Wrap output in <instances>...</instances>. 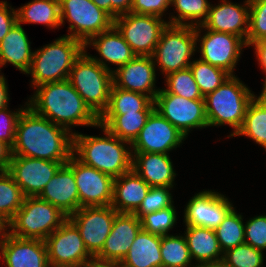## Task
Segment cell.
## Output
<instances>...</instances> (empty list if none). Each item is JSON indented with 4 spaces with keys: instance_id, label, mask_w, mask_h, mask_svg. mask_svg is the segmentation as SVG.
<instances>
[{
    "instance_id": "3957f363",
    "label": "cell",
    "mask_w": 266,
    "mask_h": 267,
    "mask_svg": "<svg viewBox=\"0 0 266 267\" xmlns=\"http://www.w3.org/2000/svg\"><path fill=\"white\" fill-rule=\"evenodd\" d=\"M103 129L105 137L89 136L74 132L72 154L82 163L91 166L113 178L132 170V150L130 143ZM130 149V150H129Z\"/></svg>"
},
{
    "instance_id": "5bb4252c",
    "label": "cell",
    "mask_w": 266,
    "mask_h": 267,
    "mask_svg": "<svg viewBox=\"0 0 266 267\" xmlns=\"http://www.w3.org/2000/svg\"><path fill=\"white\" fill-rule=\"evenodd\" d=\"M74 172L81 207L108 206L113 199L114 178L79 161L73 154L66 163Z\"/></svg>"
},
{
    "instance_id": "8d00e7d4",
    "label": "cell",
    "mask_w": 266,
    "mask_h": 267,
    "mask_svg": "<svg viewBox=\"0 0 266 267\" xmlns=\"http://www.w3.org/2000/svg\"><path fill=\"white\" fill-rule=\"evenodd\" d=\"M242 217L233 208L215 229L219 247L223 253L245 243V224Z\"/></svg>"
},
{
    "instance_id": "e0dca14e",
    "label": "cell",
    "mask_w": 266,
    "mask_h": 267,
    "mask_svg": "<svg viewBox=\"0 0 266 267\" xmlns=\"http://www.w3.org/2000/svg\"><path fill=\"white\" fill-rule=\"evenodd\" d=\"M67 162L12 156L8 172L25 197H38L59 168Z\"/></svg>"
},
{
    "instance_id": "52a82bcc",
    "label": "cell",
    "mask_w": 266,
    "mask_h": 267,
    "mask_svg": "<svg viewBox=\"0 0 266 267\" xmlns=\"http://www.w3.org/2000/svg\"><path fill=\"white\" fill-rule=\"evenodd\" d=\"M68 216L39 197H25L20 209L7 223V232L24 239L45 241Z\"/></svg>"
},
{
    "instance_id": "9c48e42d",
    "label": "cell",
    "mask_w": 266,
    "mask_h": 267,
    "mask_svg": "<svg viewBox=\"0 0 266 267\" xmlns=\"http://www.w3.org/2000/svg\"><path fill=\"white\" fill-rule=\"evenodd\" d=\"M61 25L67 19V36L81 41L84 45L95 35L110 29L114 19L92 0H59Z\"/></svg>"
},
{
    "instance_id": "b9f144b4",
    "label": "cell",
    "mask_w": 266,
    "mask_h": 267,
    "mask_svg": "<svg viewBox=\"0 0 266 267\" xmlns=\"http://www.w3.org/2000/svg\"><path fill=\"white\" fill-rule=\"evenodd\" d=\"M266 39V0H249V29L246 45Z\"/></svg>"
},
{
    "instance_id": "ac0fdd59",
    "label": "cell",
    "mask_w": 266,
    "mask_h": 267,
    "mask_svg": "<svg viewBox=\"0 0 266 267\" xmlns=\"http://www.w3.org/2000/svg\"><path fill=\"white\" fill-rule=\"evenodd\" d=\"M233 208L232 203L223 194L212 190L202 191L187 203L184 223L215 230Z\"/></svg>"
},
{
    "instance_id": "f6af8a7d",
    "label": "cell",
    "mask_w": 266,
    "mask_h": 267,
    "mask_svg": "<svg viewBox=\"0 0 266 267\" xmlns=\"http://www.w3.org/2000/svg\"><path fill=\"white\" fill-rule=\"evenodd\" d=\"M24 108L11 112L8 107L0 110V141L8 144L11 148L15 142V132L18 119Z\"/></svg>"
},
{
    "instance_id": "f35d334b",
    "label": "cell",
    "mask_w": 266,
    "mask_h": 267,
    "mask_svg": "<svg viewBox=\"0 0 266 267\" xmlns=\"http://www.w3.org/2000/svg\"><path fill=\"white\" fill-rule=\"evenodd\" d=\"M165 81L167 88L158 93H171L188 100H204L190 67L168 74Z\"/></svg>"
},
{
    "instance_id": "44dd1931",
    "label": "cell",
    "mask_w": 266,
    "mask_h": 267,
    "mask_svg": "<svg viewBox=\"0 0 266 267\" xmlns=\"http://www.w3.org/2000/svg\"><path fill=\"white\" fill-rule=\"evenodd\" d=\"M202 29L237 35L245 42L249 29V0L243 5L222 0L218 5H210L207 19L200 25Z\"/></svg>"
},
{
    "instance_id": "ffe728a7",
    "label": "cell",
    "mask_w": 266,
    "mask_h": 267,
    "mask_svg": "<svg viewBox=\"0 0 266 267\" xmlns=\"http://www.w3.org/2000/svg\"><path fill=\"white\" fill-rule=\"evenodd\" d=\"M0 258L5 267H47L49 264L45 241L19 238L8 232L1 240Z\"/></svg>"
},
{
    "instance_id": "c3c4849f",
    "label": "cell",
    "mask_w": 266,
    "mask_h": 267,
    "mask_svg": "<svg viewBox=\"0 0 266 267\" xmlns=\"http://www.w3.org/2000/svg\"><path fill=\"white\" fill-rule=\"evenodd\" d=\"M133 0H111V17L117 18L119 15L131 11Z\"/></svg>"
},
{
    "instance_id": "7dc6e473",
    "label": "cell",
    "mask_w": 266,
    "mask_h": 267,
    "mask_svg": "<svg viewBox=\"0 0 266 267\" xmlns=\"http://www.w3.org/2000/svg\"><path fill=\"white\" fill-rule=\"evenodd\" d=\"M16 23V10L7 1H0V42Z\"/></svg>"
},
{
    "instance_id": "f546056e",
    "label": "cell",
    "mask_w": 266,
    "mask_h": 267,
    "mask_svg": "<svg viewBox=\"0 0 266 267\" xmlns=\"http://www.w3.org/2000/svg\"><path fill=\"white\" fill-rule=\"evenodd\" d=\"M154 109L155 104L152 101L141 112H131L123 115H101L99 125L119 139L132 144Z\"/></svg>"
},
{
    "instance_id": "7c38bea8",
    "label": "cell",
    "mask_w": 266,
    "mask_h": 267,
    "mask_svg": "<svg viewBox=\"0 0 266 267\" xmlns=\"http://www.w3.org/2000/svg\"><path fill=\"white\" fill-rule=\"evenodd\" d=\"M117 213L111 205L81 207L68 217L77 227L86 249L93 258L101 252Z\"/></svg>"
},
{
    "instance_id": "db71d44e",
    "label": "cell",
    "mask_w": 266,
    "mask_h": 267,
    "mask_svg": "<svg viewBox=\"0 0 266 267\" xmlns=\"http://www.w3.org/2000/svg\"><path fill=\"white\" fill-rule=\"evenodd\" d=\"M92 2L111 16V0H92Z\"/></svg>"
},
{
    "instance_id": "ab89813d",
    "label": "cell",
    "mask_w": 266,
    "mask_h": 267,
    "mask_svg": "<svg viewBox=\"0 0 266 267\" xmlns=\"http://www.w3.org/2000/svg\"><path fill=\"white\" fill-rule=\"evenodd\" d=\"M222 261L228 267H264L263 252L246 243L226 250Z\"/></svg>"
},
{
    "instance_id": "484cf974",
    "label": "cell",
    "mask_w": 266,
    "mask_h": 267,
    "mask_svg": "<svg viewBox=\"0 0 266 267\" xmlns=\"http://www.w3.org/2000/svg\"><path fill=\"white\" fill-rule=\"evenodd\" d=\"M150 185L133 170L114 178L111 206L118 213H134L146 197Z\"/></svg>"
},
{
    "instance_id": "74e56055",
    "label": "cell",
    "mask_w": 266,
    "mask_h": 267,
    "mask_svg": "<svg viewBox=\"0 0 266 267\" xmlns=\"http://www.w3.org/2000/svg\"><path fill=\"white\" fill-rule=\"evenodd\" d=\"M189 67L203 97L215 91L231 76L225 70L200 59L193 60Z\"/></svg>"
},
{
    "instance_id": "60d3db41",
    "label": "cell",
    "mask_w": 266,
    "mask_h": 267,
    "mask_svg": "<svg viewBox=\"0 0 266 267\" xmlns=\"http://www.w3.org/2000/svg\"><path fill=\"white\" fill-rule=\"evenodd\" d=\"M175 206L151 212L144 215L141 220L142 230L160 236L168 235L169 230L175 226L177 218Z\"/></svg>"
},
{
    "instance_id": "681fc988",
    "label": "cell",
    "mask_w": 266,
    "mask_h": 267,
    "mask_svg": "<svg viewBox=\"0 0 266 267\" xmlns=\"http://www.w3.org/2000/svg\"><path fill=\"white\" fill-rule=\"evenodd\" d=\"M12 158V148L0 141V171H6L9 168Z\"/></svg>"
},
{
    "instance_id": "f5cc1de1",
    "label": "cell",
    "mask_w": 266,
    "mask_h": 267,
    "mask_svg": "<svg viewBox=\"0 0 266 267\" xmlns=\"http://www.w3.org/2000/svg\"><path fill=\"white\" fill-rule=\"evenodd\" d=\"M83 267H121L120 262L100 261L95 258L88 261Z\"/></svg>"
},
{
    "instance_id": "d590c367",
    "label": "cell",
    "mask_w": 266,
    "mask_h": 267,
    "mask_svg": "<svg viewBox=\"0 0 266 267\" xmlns=\"http://www.w3.org/2000/svg\"><path fill=\"white\" fill-rule=\"evenodd\" d=\"M160 251L164 267H196L191 264L192 258L185 236H161Z\"/></svg>"
},
{
    "instance_id": "83f0119b",
    "label": "cell",
    "mask_w": 266,
    "mask_h": 267,
    "mask_svg": "<svg viewBox=\"0 0 266 267\" xmlns=\"http://www.w3.org/2000/svg\"><path fill=\"white\" fill-rule=\"evenodd\" d=\"M161 236L140 230L120 262L121 267H161Z\"/></svg>"
},
{
    "instance_id": "603a6c76",
    "label": "cell",
    "mask_w": 266,
    "mask_h": 267,
    "mask_svg": "<svg viewBox=\"0 0 266 267\" xmlns=\"http://www.w3.org/2000/svg\"><path fill=\"white\" fill-rule=\"evenodd\" d=\"M68 217L79 209L78 189L73 170L63 164L38 196Z\"/></svg>"
},
{
    "instance_id": "2e32d148",
    "label": "cell",
    "mask_w": 266,
    "mask_h": 267,
    "mask_svg": "<svg viewBox=\"0 0 266 267\" xmlns=\"http://www.w3.org/2000/svg\"><path fill=\"white\" fill-rule=\"evenodd\" d=\"M186 139L184 135L155 109L151 112L145 126L129 146L132 153H163L179 147Z\"/></svg>"
},
{
    "instance_id": "d6a6232c",
    "label": "cell",
    "mask_w": 266,
    "mask_h": 267,
    "mask_svg": "<svg viewBox=\"0 0 266 267\" xmlns=\"http://www.w3.org/2000/svg\"><path fill=\"white\" fill-rule=\"evenodd\" d=\"M153 100L142 93L124 90L112 85L109 104L102 115H123L143 111Z\"/></svg>"
},
{
    "instance_id": "5b68a950",
    "label": "cell",
    "mask_w": 266,
    "mask_h": 267,
    "mask_svg": "<svg viewBox=\"0 0 266 267\" xmlns=\"http://www.w3.org/2000/svg\"><path fill=\"white\" fill-rule=\"evenodd\" d=\"M255 97L249 87L231 75L220 87L204 97L208 127L227 124L233 127L229 137L241 128L246 109Z\"/></svg>"
},
{
    "instance_id": "8992f818",
    "label": "cell",
    "mask_w": 266,
    "mask_h": 267,
    "mask_svg": "<svg viewBox=\"0 0 266 267\" xmlns=\"http://www.w3.org/2000/svg\"><path fill=\"white\" fill-rule=\"evenodd\" d=\"M68 80L89 108L100 117L109 104L112 71L96 62L85 49L74 62Z\"/></svg>"
},
{
    "instance_id": "7a4b0ae2",
    "label": "cell",
    "mask_w": 266,
    "mask_h": 267,
    "mask_svg": "<svg viewBox=\"0 0 266 267\" xmlns=\"http://www.w3.org/2000/svg\"><path fill=\"white\" fill-rule=\"evenodd\" d=\"M35 89L36 92L28 99L27 104L38 115L64 127L72 134V126L98 127L99 117L84 102L68 79L45 83Z\"/></svg>"
},
{
    "instance_id": "f1b7e54d",
    "label": "cell",
    "mask_w": 266,
    "mask_h": 267,
    "mask_svg": "<svg viewBox=\"0 0 266 267\" xmlns=\"http://www.w3.org/2000/svg\"><path fill=\"white\" fill-rule=\"evenodd\" d=\"M185 238L189 248L190 256L196 260V264L222 261L221 251L215 230L186 225Z\"/></svg>"
},
{
    "instance_id": "836d02e7",
    "label": "cell",
    "mask_w": 266,
    "mask_h": 267,
    "mask_svg": "<svg viewBox=\"0 0 266 267\" xmlns=\"http://www.w3.org/2000/svg\"><path fill=\"white\" fill-rule=\"evenodd\" d=\"M25 199L23 191L10 173L0 171V217L7 224L20 209Z\"/></svg>"
},
{
    "instance_id": "680465c9",
    "label": "cell",
    "mask_w": 266,
    "mask_h": 267,
    "mask_svg": "<svg viewBox=\"0 0 266 267\" xmlns=\"http://www.w3.org/2000/svg\"><path fill=\"white\" fill-rule=\"evenodd\" d=\"M47 267H71V266H62V265H53V264H48Z\"/></svg>"
},
{
    "instance_id": "1f68e13d",
    "label": "cell",
    "mask_w": 266,
    "mask_h": 267,
    "mask_svg": "<svg viewBox=\"0 0 266 267\" xmlns=\"http://www.w3.org/2000/svg\"><path fill=\"white\" fill-rule=\"evenodd\" d=\"M240 135L249 137L266 149V96L255 95L250 101L243 124L234 136Z\"/></svg>"
},
{
    "instance_id": "ee69618b",
    "label": "cell",
    "mask_w": 266,
    "mask_h": 267,
    "mask_svg": "<svg viewBox=\"0 0 266 267\" xmlns=\"http://www.w3.org/2000/svg\"><path fill=\"white\" fill-rule=\"evenodd\" d=\"M245 223V243L264 251L266 249V215L250 218Z\"/></svg>"
},
{
    "instance_id": "d4e9b609",
    "label": "cell",
    "mask_w": 266,
    "mask_h": 267,
    "mask_svg": "<svg viewBox=\"0 0 266 267\" xmlns=\"http://www.w3.org/2000/svg\"><path fill=\"white\" fill-rule=\"evenodd\" d=\"M132 170L151 187H174L176 173L169 154L133 153Z\"/></svg>"
},
{
    "instance_id": "4fadbf2b",
    "label": "cell",
    "mask_w": 266,
    "mask_h": 267,
    "mask_svg": "<svg viewBox=\"0 0 266 267\" xmlns=\"http://www.w3.org/2000/svg\"><path fill=\"white\" fill-rule=\"evenodd\" d=\"M154 104L155 110L185 137L192 128L208 127L204 100H188L171 93H158Z\"/></svg>"
},
{
    "instance_id": "7402d4cb",
    "label": "cell",
    "mask_w": 266,
    "mask_h": 267,
    "mask_svg": "<svg viewBox=\"0 0 266 267\" xmlns=\"http://www.w3.org/2000/svg\"><path fill=\"white\" fill-rule=\"evenodd\" d=\"M141 229V220L134 213H117L111 232L95 259L121 262Z\"/></svg>"
},
{
    "instance_id": "30bf717a",
    "label": "cell",
    "mask_w": 266,
    "mask_h": 267,
    "mask_svg": "<svg viewBox=\"0 0 266 267\" xmlns=\"http://www.w3.org/2000/svg\"><path fill=\"white\" fill-rule=\"evenodd\" d=\"M168 22L161 17L126 13L114 19V26L136 56H152Z\"/></svg>"
},
{
    "instance_id": "91938a15",
    "label": "cell",
    "mask_w": 266,
    "mask_h": 267,
    "mask_svg": "<svg viewBox=\"0 0 266 267\" xmlns=\"http://www.w3.org/2000/svg\"><path fill=\"white\" fill-rule=\"evenodd\" d=\"M5 233H0V244H1V240H2V237H3V235H4Z\"/></svg>"
},
{
    "instance_id": "bcb514c9",
    "label": "cell",
    "mask_w": 266,
    "mask_h": 267,
    "mask_svg": "<svg viewBox=\"0 0 266 267\" xmlns=\"http://www.w3.org/2000/svg\"><path fill=\"white\" fill-rule=\"evenodd\" d=\"M169 6H171V0H133L130 12L162 18Z\"/></svg>"
},
{
    "instance_id": "6f0895ef",
    "label": "cell",
    "mask_w": 266,
    "mask_h": 267,
    "mask_svg": "<svg viewBox=\"0 0 266 267\" xmlns=\"http://www.w3.org/2000/svg\"><path fill=\"white\" fill-rule=\"evenodd\" d=\"M264 72L266 73V70ZM260 95L266 96V77H265V80H264V83H263V89H262Z\"/></svg>"
},
{
    "instance_id": "277c9868",
    "label": "cell",
    "mask_w": 266,
    "mask_h": 267,
    "mask_svg": "<svg viewBox=\"0 0 266 267\" xmlns=\"http://www.w3.org/2000/svg\"><path fill=\"white\" fill-rule=\"evenodd\" d=\"M84 50L81 41L63 35L33 51L31 66L26 73L32 77V87L68 79L74 62Z\"/></svg>"
},
{
    "instance_id": "4dcf8cb0",
    "label": "cell",
    "mask_w": 266,
    "mask_h": 267,
    "mask_svg": "<svg viewBox=\"0 0 266 267\" xmlns=\"http://www.w3.org/2000/svg\"><path fill=\"white\" fill-rule=\"evenodd\" d=\"M17 23L45 24L52 28L61 26L59 0H33L16 10Z\"/></svg>"
},
{
    "instance_id": "11a10c76",
    "label": "cell",
    "mask_w": 266,
    "mask_h": 267,
    "mask_svg": "<svg viewBox=\"0 0 266 267\" xmlns=\"http://www.w3.org/2000/svg\"><path fill=\"white\" fill-rule=\"evenodd\" d=\"M196 267H228L223 261L196 264Z\"/></svg>"
},
{
    "instance_id": "cb8c5ba5",
    "label": "cell",
    "mask_w": 266,
    "mask_h": 267,
    "mask_svg": "<svg viewBox=\"0 0 266 267\" xmlns=\"http://www.w3.org/2000/svg\"><path fill=\"white\" fill-rule=\"evenodd\" d=\"M88 45L93 46L101 57L99 59L96 56H90L105 69L112 72L113 70L108 66L107 61L119 68L136 56L114 25L110 29L93 36L85 44V49L88 48Z\"/></svg>"
},
{
    "instance_id": "7bdbcfd3",
    "label": "cell",
    "mask_w": 266,
    "mask_h": 267,
    "mask_svg": "<svg viewBox=\"0 0 266 267\" xmlns=\"http://www.w3.org/2000/svg\"><path fill=\"white\" fill-rule=\"evenodd\" d=\"M173 187H150L134 214L141 219L144 215L168 208L173 205V196L169 192Z\"/></svg>"
},
{
    "instance_id": "9a60e30c",
    "label": "cell",
    "mask_w": 266,
    "mask_h": 267,
    "mask_svg": "<svg viewBox=\"0 0 266 267\" xmlns=\"http://www.w3.org/2000/svg\"><path fill=\"white\" fill-rule=\"evenodd\" d=\"M45 243L49 264L83 267L93 259L77 227L69 219L49 235Z\"/></svg>"
},
{
    "instance_id": "9f6ffc18",
    "label": "cell",
    "mask_w": 266,
    "mask_h": 267,
    "mask_svg": "<svg viewBox=\"0 0 266 267\" xmlns=\"http://www.w3.org/2000/svg\"><path fill=\"white\" fill-rule=\"evenodd\" d=\"M7 232V224L0 217V233Z\"/></svg>"
},
{
    "instance_id": "8fae6325",
    "label": "cell",
    "mask_w": 266,
    "mask_h": 267,
    "mask_svg": "<svg viewBox=\"0 0 266 267\" xmlns=\"http://www.w3.org/2000/svg\"><path fill=\"white\" fill-rule=\"evenodd\" d=\"M201 36L200 25L195 26L196 42H200V60L235 75L234 69L246 42L237 35L205 29Z\"/></svg>"
},
{
    "instance_id": "f907efd6",
    "label": "cell",
    "mask_w": 266,
    "mask_h": 267,
    "mask_svg": "<svg viewBox=\"0 0 266 267\" xmlns=\"http://www.w3.org/2000/svg\"><path fill=\"white\" fill-rule=\"evenodd\" d=\"M250 46H254V50L256 57L258 59L260 68L263 69V71L266 70V39L259 40L255 43H252Z\"/></svg>"
},
{
    "instance_id": "e575fe53",
    "label": "cell",
    "mask_w": 266,
    "mask_h": 267,
    "mask_svg": "<svg viewBox=\"0 0 266 267\" xmlns=\"http://www.w3.org/2000/svg\"><path fill=\"white\" fill-rule=\"evenodd\" d=\"M171 5L177 11V16L169 18L168 24L172 25H202L210 8L208 0H171Z\"/></svg>"
},
{
    "instance_id": "4316f807",
    "label": "cell",
    "mask_w": 266,
    "mask_h": 267,
    "mask_svg": "<svg viewBox=\"0 0 266 267\" xmlns=\"http://www.w3.org/2000/svg\"><path fill=\"white\" fill-rule=\"evenodd\" d=\"M32 51L25 30L16 23L0 42V69L10 63L24 74L27 73L34 54Z\"/></svg>"
},
{
    "instance_id": "ba28073f",
    "label": "cell",
    "mask_w": 266,
    "mask_h": 267,
    "mask_svg": "<svg viewBox=\"0 0 266 267\" xmlns=\"http://www.w3.org/2000/svg\"><path fill=\"white\" fill-rule=\"evenodd\" d=\"M195 26L167 24L152 55L155 66L167 76L189 68L197 50Z\"/></svg>"
},
{
    "instance_id": "d6986e66",
    "label": "cell",
    "mask_w": 266,
    "mask_h": 267,
    "mask_svg": "<svg viewBox=\"0 0 266 267\" xmlns=\"http://www.w3.org/2000/svg\"><path fill=\"white\" fill-rule=\"evenodd\" d=\"M156 66L152 56H135L113 70V85L149 96L153 101L161 89H155Z\"/></svg>"
},
{
    "instance_id": "816d5d0a",
    "label": "cell",
    "mask_w": 266,
    "mask_h": 267,
    "mask_svg": "<svg viewBox=\"0 0 266 267\" xmlns=\"http://www.w3.org/2000/svg\"><path fill=\"white\" fill-rule=\"evenodd\" d=\"M9 93L6 78L0 74V110L5 109L8 106Z\"/></svg>"
},
{
    "instance_id": "6da1fadb",
    "label": "cell",
    "mask_w": 266,
    "mask_h": 267,
    "mask_svg": "<svg viewBox=\"0 0 266 267\" xmlns=\"http://www.w3.org/2000/svg\"><path fill=\"white\" fill-rule=\"evenodd\" d=\"M24 108L17 122L12 156L68 162L73 134L35 113L27 102Z\"/></svg>"
}]
</instances>
